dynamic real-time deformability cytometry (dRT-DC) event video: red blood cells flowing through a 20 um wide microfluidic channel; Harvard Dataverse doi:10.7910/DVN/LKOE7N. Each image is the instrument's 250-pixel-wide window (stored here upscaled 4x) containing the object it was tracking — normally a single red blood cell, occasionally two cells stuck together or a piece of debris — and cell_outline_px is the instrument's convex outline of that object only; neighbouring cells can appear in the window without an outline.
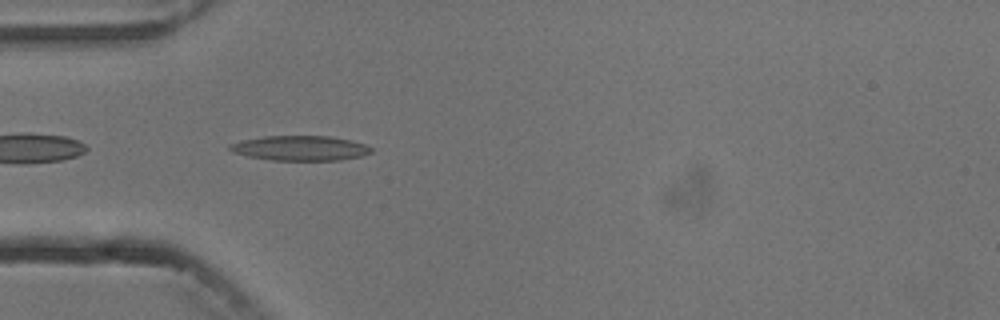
{"species": "common noctule bat (a hibernating species)", "species_latin": "Nyctalus noctula", "temperature_condition": "cold", "stored_images_in_passage": 7, "camera_frame_rate_fps": 3000, "um_per_image_px": 0.085, "animal": {"sex": "male", "body_mass_g": 13.3}, "frame": {"image": 1, "passage_image": 4, "time_ms": 3.333, "image_size_px": [1000, 320], "cell_outline_px": [[372, 152], [360, 156], [340, 160], [272, 160], [248, 156], [232, 152], [228, 148], [228, 144], [240, 140], [264, 136], [328, 136], [352, 140], [364, 144], [372, 148]], "centroid_in_image_um": [25.48, 12.58], "position_along_channel_um": 59.5, "area_um2": 20.52}}
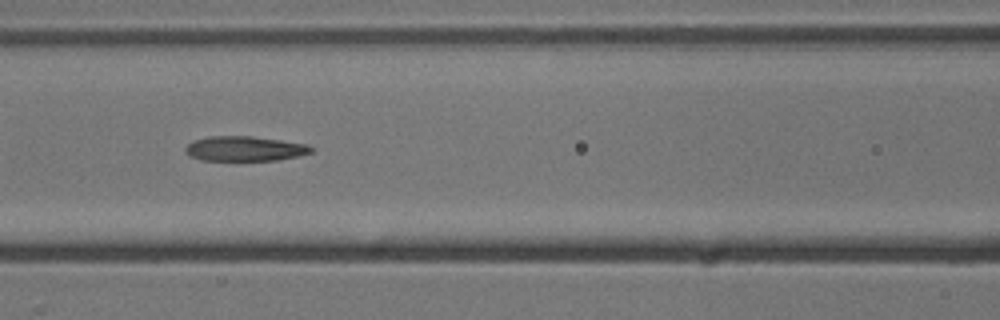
{"frame": {"image": 2, "passage_image": 6, "time_ms": 5.667, "image_size_px": [1000, 320], "cell_outline_px": [[312, 152], [300, 156], [276, 160], [200, 160], [188, 156], [184, 152], [184, 148], [192, 140], [208, 136], [252, 136], [308, 144], [312, 148]], "centroid_in_image_um": [20.75, 12.63], "position_along_channel_um": 145.8, "area_um2": 18.38}}
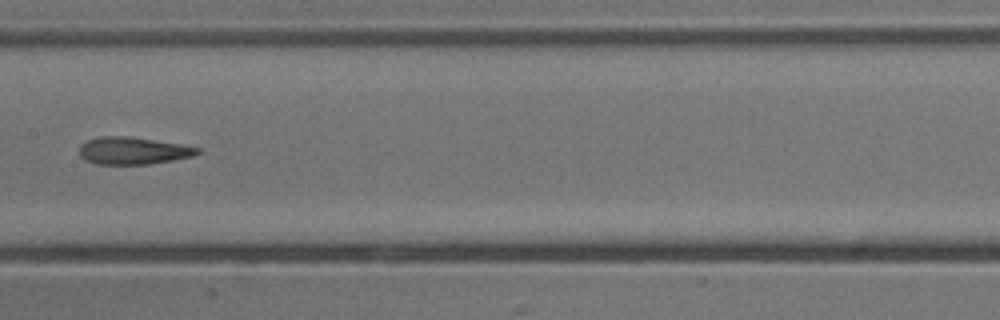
{"frame": {"image": 3, "passage_image": 7, "time_ms": 7.0, "image_size_px": [1000, 320], "cell_outline_px": [[200, 152], [192, 156], [172, 160], [148, 164], [96, 164], [80, 156], [80, 144], [88, 140], [100, 136], [124, 136], [180, 144], [200, 148]], "centroid_in_image_um": [11.29, 12.81], "position_along_channel_um": 196.1, "area_um2": 18.44}}